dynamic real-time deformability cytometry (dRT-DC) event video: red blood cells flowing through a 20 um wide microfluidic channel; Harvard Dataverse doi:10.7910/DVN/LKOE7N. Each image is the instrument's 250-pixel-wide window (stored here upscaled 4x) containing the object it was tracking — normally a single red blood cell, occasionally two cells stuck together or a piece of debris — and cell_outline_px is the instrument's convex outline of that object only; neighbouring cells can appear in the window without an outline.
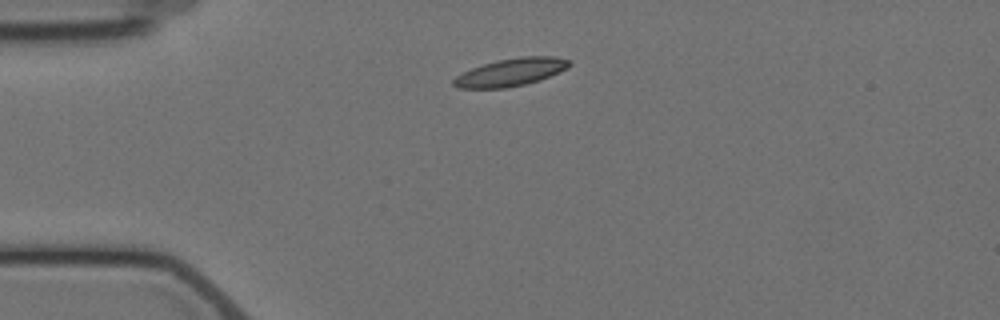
{"species": "Egyptian fruit bat (a non-hibernating species)", "species_latin": "Rousettus aegyptiacus", "temperature_condition": "cold", "stored_images_in_passage": 2, "camera_frame_rate_fps": 3000, "um_per_image_px": 0.085, "animal": {"sex": "female"}, "frame": {"image": 1, "passage_image": 1, "time_ms": 0.0, "image_size_px": [1000, 320], "cell_outline_px": [[572, 64], [568, 68], [560, 72], [540, 80], [524, 84], [504, 88], [456, 88], [452, 84], [452, 80], [456, 76], [472, 68], [496, 60], [520, 56], [556, 56], [572, 60]], "centroid_in_image_um": [43.46, 6.12], "position_along_channel_um": 41.5, "area_um2": 18.84}}